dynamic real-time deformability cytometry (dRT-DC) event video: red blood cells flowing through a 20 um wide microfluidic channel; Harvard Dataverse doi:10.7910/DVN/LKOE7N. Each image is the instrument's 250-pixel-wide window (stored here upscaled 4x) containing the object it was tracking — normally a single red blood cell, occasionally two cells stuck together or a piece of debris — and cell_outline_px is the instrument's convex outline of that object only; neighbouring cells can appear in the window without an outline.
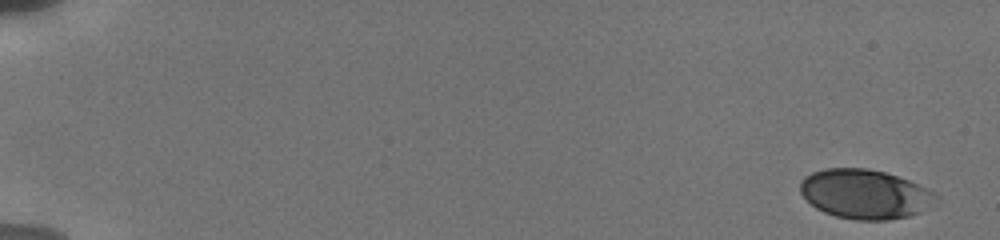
{"species": "human", "species_latin": "Homo sapiens", "temperature_condition": "cold", "stored_images_in_passage": 13, "camera_frame_rate_fps": 3000, "um_per_image_px": 0.085, "donor": {"sex": "male"}, "frame": {"image": 1, "passage_image": 1, "time_ms": 0.0, "image_size_px": [1000, 240], "cell_outline_px": [[940, 196], [920, 212], [908, 216], [888, 220], [856, 220], [836, 216], [824, 212], [816, 208], [800, 192], [800, 180], [804, 176], [812, 172], [824, 168], [868, 168], [884, 172], [908, 180], [928, 188], [936, 192]], "centroid_in_image_um": [73.51, 16.49], "position_along_channel_um": 11.5, "area_um2": 39.02}}
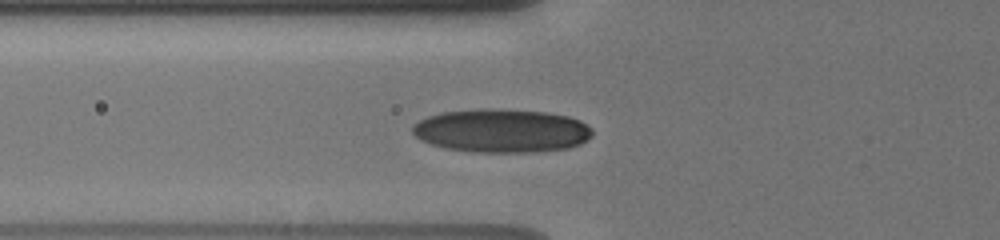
{"frame": {"image": 2, "passage_image": 11, "time_ms": 6.667, "image_size_px": [1000, 240], "cell_outline_px": [[592, 136], [588, 140], [580, 144], [568, 148], [532, 152], [472, 152], [444, 148], [420, 140], [412, 132], [412, 124], [428, 116], [440, 112], [480, 108], [500, 108], [548, 112], [568, 116], [580, 120], [592, 128]], "centroid_in_image_um": [42.63, 11.1], "position_along_channel_um": 83.2, "area_um2": 46.18}}
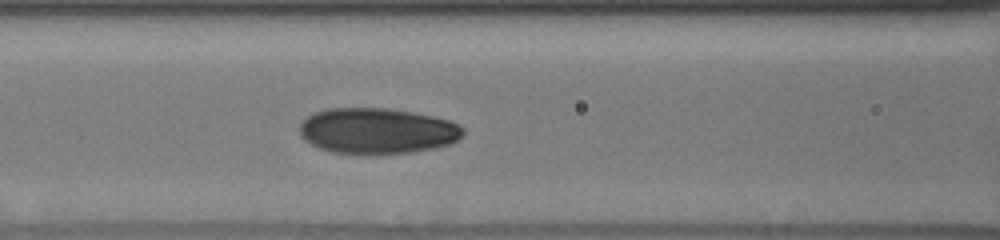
{"frame": {"image": 3, "passage_image": 13, "time_ms": 8.0, "image_size_px": [1000, 240], "cell_outline_px": [[464, 136], [452, 144], [412, 152], [332, 152], [320, 148], [304, 140], [300, 136], [300, 124], [308, 116], [316, 112], [328, 108], [388, 108], [412, 112], [432, 116], [448, 120], [464, 128]], "centroid_in_image_um": [32.08, 11.1], "position_along_channel_um": 134.5, "area_um2": 43.0}}